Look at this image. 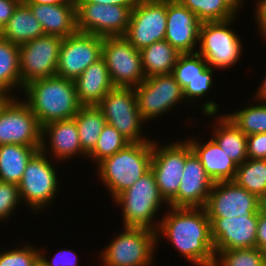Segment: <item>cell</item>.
<instances>
[{
	"label": "cell",
	"mask_w": 266,
	"mask_h": 266,
	"mask_svg": "<svg viewBox=\"0 0 266 266\" xmlns=\"http://www.w3.org/2000/svg\"><path fill=\"white\" fill-rule=\"evenodd\" d=\"M103 37L76 31L63 38L56 75L75 80L92 63L102 57Z\"/></svg>",
	"instance_id": "cell-16"
},
{
	"label": "cell",
	"mask_w": 266,
	"mask_h": 266,
	"mask_svg": "<svg viewBox=\"0 0 266 266\" xmlns=\"http://www.w3.org/2000/svg\"><path fill=\"white\" fill-rule=\"evenodd\" d=\"M66 0H23L25 4H62Z\"/></svg>",
	"instance_id": "cell-48"
},
{
	"label": "cell",
	"mask_w": 266,
	"mask_h": 266,
	"mask_svg": "<svg viewBox=\"0 0 266 266\" xmlns=\"http://www.w3.org/2000/svg\"><path fill=\"white\" fill-rule=\"evenodd\" d=\"M40 22L45 35L66 38L77 31L75 0L62 4H26Z\"/></svg>",
	"instance_id": "cell-23"
},
{
	"label": "cell",
	"mask_w": 266,
	"mask_h": 266,
	"mask_svg": "<svg viewBox=\"0 0 266 266\" xmlns=\"http://www.w3.org/2000/svg\"><path fill=\"white\" fill-rule=\"evenodd\" d=\"M204 209L208 217L253 215L260 210V199L234 181L214 182Z\"/></svg>",
	"instance_id": "cell-17"
},
{
	"label": "cell",
	"mask_w": 266,
	"mask_h": 266,
	"mask_svg": "<svg viewBox=\"0 0 266 266\" xmlns=\"http://www.w3.org/2000/svg\"><path fill=\"white\" fill-rule=\"evenodd\" d=\"M214 182L192 151L186 158L177 196L169 207L204 208Z\"/></svg>",
	"instance_id": "cell-20"
},
{
	"label": "cell",
	"mask_w": 266,
	"mask_h": 266,
	"mask_svg": "<svg viewBox=\"0 0 266 266\" xmlns=\"http://www.w3.org/2000/svg\"><path fill=\"white\" fill-rule=\"evenodd\" d=\"M261 250H262L264 261H265V264H266V246H264Z\"/></svg>",
	"instance_id": "cell-51"
},
{
	"label": "cell",
	"mask_w": 266,
	"mask_h": 266,
	"mask_svg": "<svg viewBox=\"0 0 266 266\" xmlns=\"http://www.w3.org/2000/svg\"><path fill=\"white\" fill-rule=\"evenodd\" d=\"M14 97V94H8L5 91L0 90V110L2 109V107L6 104V102L11 98Z\"/></svg>",
	"instance_id": "cell-49"
},
{
	"label": "cell",
	"mask_w": 266,
	"mask_h": 266,
	"mask_svg": "<svg viewBox=\"0 0 266 266\" xmlns=\"http://www.w3.org/2000/svg\"><path fill=\"white\" fill-rule=\"evenodd\" d=\"M41 138L42 143L40 150L47 156L48 153L51 152L48 158L50 156V159L55 158V163H57L58 160L59 162H64V160H68V158L70 160L73 156L76 157L78 155L87 158V154L82 150L80 145L78 128L74 118L45 124L42 127ZM46 140L50 142L49 146Z\"/></svg>",
	"instance_id": "cell-21"
},
{
	"label": "cell",
	"mask_w": 266,
	"mask_h": 266,
	"mask_svg": "<svg viewBox=\"0 0 266 266\" xmlns=\"http://www.w3.org/2000/svg\"><path fill=\"white\" fill-rule=\"evenodd\" d=\"M23 92L24 101L41 127L53 121L74 118L82 106L74 81L57 75L34 80L24 86Z\"/></svg>",
	"instance_id": "cell-2"
},
{
	"label": "cell",
	"mask_w": 266,
	"mask_h": 266,
	"mask_svg": "<svg viewBox=\"0 0 266 266\" xmlns=\"http://www.w3.org/2000/svg\"><path fill=\"white\" fill-rule=\"evenodd\" d=\"M254 105L225 114L246 136L266 132V103L254 101Z\"/></svg>",
	"instance_id": "cell-33"
},
{
	"label": "cell",
	"mask_w": 266,
	"mask_h": 266,
	"mask_svg": "<svg viewBox=\"0 0 266 266\" xmlns=\"http://www.w3.org/2000/svg\"><path fill=\"white\" fill-rule=\"evenodd\" d=\"M192 152L189 142L177 140L160 147L153 140L151 170L163 199L169 204L178 193L184 164L187 156Z\"/></svg>",
	"instance_id": "cell-10"
},
{
	"label": "cell",
	"mask_w": 266,
	"mask_h": 266,
	"mask_svg": "<svg viewBox=\"0 0 266 266\" xmlns=\"http://www.w3.org/2000/svg\"><path fill=\"white\" fill-rule=\"evenodd\" d=\"M38 261L39 249L32 244L16 249L0 250V266H35Z\"/></svg>",
	"instance_id": "cell-37"
},
{
	"label": "cell",
	"mask_w": 266,
	"mask_h": 266,
	"mask_svg": "<svg viewBox=\"0 0 266 266\" xmlns=\"http://www.w3.org/2000/svg\"><path fill=\"white\" fill-rule=\"evenodd\" d=\"M20 203L21 197L18 185L0 181V221H5V219L8 220L10 216L12 217L15 209Z\"/></svg>",
	"instance_id": "cell-38"
},
{
	"label": "cell",
	"mask_w": 266,
	"mask_h": 266,
	"mask_svg": "<svg viewBox=\"0 0 266 266\" xmlns=\"http://www.w3.org/2000/svg\"><path fill=\"white\" fill-rule=\"evenodd\" d=\"M247 155L251 159L266 160V132L247 136Z\"/></svg>",
	"instance_id": "cell-41"
},
{
	"label": "cell",
	"mask_w": 266,
	"mask_h": 266,
	"mask_svg": "<svg viewBox=\"0 0 266 266\" xmlns=\"http://www.w3.org/2000/svg\"><path fill=\"white\" fill-rule=\"evenodd\" d=\"M145 78L172 73L181 54L166 40L157 41L140 50Z\"/></svg>",
	"instance_id": "cell-28"
},
{
	"label": "cell",
	"mask_w": 266,
	"mask_h": 266,
	"mask_svg": "<svg viewBox=\"0 0 266 266\" xmlns=\"http://www.w3.org/2000/svg\"><path fill=\"white\" fill-rule=\"evenodd\" d=\"M186 140L213 182L234 180L238 164L228 157L213 138L204 144L194 137Z\"/></svg>",
	"instance_id": "cell-24"
},
{
	"label": "cell",
	"mask_w": 266,
	"mask_h": 266,
	"mask_svg": "<svg viewBox=\"0 0 266 266\" xmlns=\"http://www.w3.org/2000/svg\"><path fill=\"white\" fill-rule=\"evenodd\" d=\"M201 24L197 16L178 0H167L165 40L178 52L197 53Z\"/></svg>",
	"instance_id": "cell-19"
},
{
	"label": "cell",
	"mask_w": 266,
	"mask_h": 266,
	"mask_svg": "<svg viewBox=\"0 0 266 266\" xmlns=\"http://www.w3.org/2000/svg\"><path fill=\"white\" fill-rule=\"evenodd\" d=\"M134 91L139 113L145 122L166 114L183 101L186 103L183 88L172 73L146 78L134 87Z\"/></svg>",
	"instance_id": "cell-9"
},
{
	"label": "cell",
	"mask_w": 266,
	"mask_h": 266,
	"mask_svg": "<svg viewBox=\"0 0 266 266\" xmlns=\"http://www.w3.org/2000/svg\"><path fill=\"white\" fill-rule=\"evenodd\" d=\"M234 19L201 24L197 53L209 67L228 69L240 60L243 47L241 39L231 29Z\"/></svg>",
	"instance_id": "cell-7"
},
{
	"label": "cell",
	"mask_w": 266,
	"mask_h": 266,
	"mask_svg": "<svg viewBox=\"0 0 266 266\" xmlns=\"http://www.w3.org/2000/svg\"><path fill=\"white\" fill-rule=\"evenodd\" d=\"M41 133L42 127L24 100L11 97L0 110V145L41 147Z\"/></svg>",
	"instance_id": "cell-13"
},
{
	"label": "cell",
	"mask_w": 266,
	"mask_h": 266,
	"mask_svg": "<svg viewBox=\"0 0 266 266\" xmlns=\"http://www.w3.org/2000/svg\"><path fill=\"white\" fill-rule=\"evenodd\" d=\"M63 38L43 35L19 46L21 84L56 75Z\"/></svg>",
	"instance_id": "cell-15"
},
{
	"label": "cell",
	"mask_w": 266,
	"mask_h": 266,
	"mask_svg": "<svg viewBox=\"0 0 266 266\" xmlns=\"http://www.w3.org/2000/svg\"><path fill=\"white\" fill-rule=\"evenodd\" d=\"M74 83L82 106L97 105L115 87L103 57L86 68Z\"/></svg>",
	"instance_id": "cell-25"
},
{
	"label": "cell",
	"mask_w": 266,
	"mask_h": 266,
	"mask_svg": "<svg viewBox=\"0 0 266 266\" xmlns=\"http://www.w3.org/2000/svg\"><path fill=\"white\" fill-rule=\"evenodd\" d=\"M52 161V162H51ZM55 160L39 150L28 162L21 182L18 184L22 202L38 213L54 203L59 188V176L54 166ZM53 201V202H52ZM46 207V208H45Z\"/></svg>",
	"instance_id": "cell-6"
},
{
	"label": "cell",
	"mask_w": 266,
	"mask_h": 266,
	"mask_svg": "<svg viewBox=\"0 0 266 266\" xmlns=\"http://www.w3.org/2000/svg\"><path fill=\"white\" fill-rule=\"evenodd\" d=\"M131 143L116 128L105 124L99 135L95 148L87 155L93 162L99 163L104 158L117 153Z\"/></svg>",
	"instance_id": "cell-35"
},
{
	"label": "cell",
	"mask_w": 266,
	"mask_h": 266,
	"mask_svg": "<svg viewBox=\"0 0 266 266\" xmlns=\"http://www.w3.org/2000/svg\"><path fill=\"white\" fill-rule=\"evenodd\" d=\"M15 87L24 89L19 69V46L0 37V90L9 94Z\"/></svg>",
	"instance_id": "cell-30"
},
{
	"label": "cell",
	"mask_w": 266,
	"mask_h": 266,
	"mask_svg": "<svg viewBox=\"0 0 266 266\" xmlns=\"http://www.w3.org/2000/svg\"><path fill=\"white\" fill-rule=\"evenodd\" d=\"M255 11V23L258 27V32L262 35L261 37H264L266 41V0H258Z\"/></svg>",
	"instance_id": "cell-43"
},
{
	"label": "cell",
	"mask_w": 266,
	"mask_h": 266,
	"mask_svg": "<svg viewBox=\"0 0 266 266\" xmlns=\"http://www.w3.org/2000/svg\"><path fill=\"white\" fill-rule=\"evenodd\" d=\"M213 83V79H195L190 81L183 88V94L186 102L191 103L195 102L201 97L203 98L205 95H207L210 88H213Z\"/></svg>",
	"instance_id": "cell-40"
},
{
	"label": "cell",
	"mask_w": 266,
	"mask_h": 266,
	"mask_svg": "<svg viewBox=\"0 0 266 266\" xmlns=\"http://www.w3.org/2000/svg\"><path fill=\"white\" fill-rule=\"evenodd\" d=\"M138 0H75V2H89L95 4H114L119 6H134Z\"/></svg>",
	"instance_id": "cell-45"
},
{
	"label": "cell",
	"mask_w": 266,
	"mask_h": 266,
	"mask_svg": "<svg viewBox=\"0 0 266 266\" xmlns=\"http://www.w3.org/2000/svg\"><path fill=\"white\" fill-rule=\"evenodd\" d=\"M41 147L0 145V181L19 184L29 160Z\"/></svg>",
	"instance_id": "cell-27"
},
{
	"label": "cell",
	"mask_w": 266,
	"mask_h": 266,
	"mask_svg": "<svg viewBox=\"0 0 266 266\" xmlns=\"http://www.w3.org/2000/svg\"><path fill=\"white\" fill-rule=\"evenodd\" d=\"M202 22L227 21L236 14L226 5L224 0H178Z\"/></svg>",
	"instance_id": "cell-34"
},
{
	"label": "cell",
	"mask_w": 266,
	"mask_h": 266,
	"mask_svg": "<svg viewBox=\"0 0 266 266\" xmlns=\"http://www.w3.org/2000/svg\"><path fill=\"white\" fill-rule=\"evenodd\" d=\"M97 106L106 124L116 128L130 142L150 141L143 136L142 127L146 122L139 113L134 87H114Z\"/></svg>",
	"instance_id": "cell-8"
},
{
	"label": "cell",
	"mask_w": 266,
	"mask_h": 266,
	"mask_svg": "<svg viewBox=\"0 0 266 266\" xmlns=\"http://www.w3.org/2000/svg\"><path fill=\"white\" fill-rule=\"evenodd\" d=\"M3 34V27L0 25V37H2Z\"/></svg>",
	"instance_id": "cell-53"
},
{
	"label": "cell",
	"mask_w": 266,
	"mask_h": 266,
	"mask_svg": "<svg viewBox=\"0 0 266 266\" xmlns=\"http://www.w3.org/2000/svg\"><path fill=\"white\" fill-rule=\"evenodd\" d=\"M43 251V249L39 250V260L45 266H78V255L71 249L57 251L51 260L48 257L46 258V254Z\"/></svg>",
	"instance_id": "cell-39"
},
{
	"label": "cell",
	"mask_w": 266,
	"mask_h": 266,
	"mask_svg": "<svg viewBox=\"0 0 266 266\" xmlns=\"http://www.w3.org/2000/svg\"><path fill=\"white\" fill-rule=\"evenodd\" d=\"M244 0H224L226 5L237 15L239 9H241L242 3Z\"/></svg>",
	"instance_id": "cell-47"
},
{
	"label": "cell",
	"mask_w": 266,
	"mask_h": 266,
	"mask_svg": "<svg viewBox=\"0 0 266 266\" xmlns=\"http://www.w3.org/2000/svg\"><path fill=\"white\" fill-rule=\"evenodd\" d=\"M102 57L115 87H136L146 79L140 50L124 36L104 37Z\"/></svg>",
	"instance_id": "cell-12"
},
{
	"label": "cell",
	"mask_w": 266,
	"mask_h": 266,
	"mask_svg": "<svg viewBox=\"0 0 266 266\" xmlns=\"http://www.w3.org/2000/svg\"><path fill=\"white\" fill-rule=\"evenodd\" d=\"M21 0H0V25L4 27L12 17Z\"/></svg>",
	"instance_id": "cell-42"
},
{
	"label": "cell",
	"mask_w": 266,
	"mask_h": 266,
	"mask_svg": "<svg viewBox=\"0 0 266 266\" xmlns=\"http://www.w3.org/2000/svg\"><path fill=\"white\" fill-rule=\"evenodd\" d=\"M233 181L261 199L266 194V160L248 158L238 165Z\"/></svg>",
	"instance_id": "cell-31"
},
{
	"label": "cell",
	"mask_w": 266,
	"mask_h": 266,
	"mask_svg": "<svg viewBox=\"0 0 266 266\" xmlns=\"http://www.w3.org/2000/svg\"><path fill=\"white\" fill-rule=\"evenodd\" d=\"M153 139L131 142L96 166L98 176L114 200L151 169Z\"/></svg>",
	"instance_id": "cell-3"
},
{
	"label": "cell",
	"mask_w": 266,
	"mask_h": 266,
	"mask_svg": "<svg viewBox=\"0 0 266 266\" xmlns=\"http://www.w3.org/2000/svg\"><path fill=\"white\" fill-rule=\"evenodd\" d=\"M213 266H266L262 250L242 248L220 250L215 254Z\"/></svg>",
	"instance_id": "cell-36"
},
{
	"label": "cell",
	"mask_w": 266,
	"mask_h": 266,
	"mask_svg": "<svg viewBox=\"0 0 266 266\" xmlns=\"http://www.w3.org/2000/svg\"><path fill=\"white\" fill-rule=\"evenodd\" d=\"M100 252L102 266H153L156 232L147 228L123 227Z\"/></svg>",
	"instance_id": "cell-5"
},
{
	"label": "cell",
	"mask_w": 266,
	"mask_h": 266,
	"mask_svg": "<svg viewBox=\"0 0 266 266\" xmlns=\"http://www.w3.org/2000/svg\"><path fill=\"white\" fill-rule=\"evenodd\" d=\"M43 35L45 34L40 22L30 7L22 1L3 27L2 38L20 46Z\"/></svg>",
	"instance_id": "cell-26"
},
{
	"label": "cell",
	"mask_w": 266,
	"mask_h": 266,
	"mask_svg": "<svg viewBox=\"0 0 266 266\" xmlns=\"http://www.w3.org/2000/svg\"><path fill=\"white\" fill-rule=\"evenodd\" d=\"M161 235L193 265H214L210 220L204 208L170 207L159 222L157 243Z\"/></svg>",
	"instance_id": "cell-1"
},
{
	"label": "cell",
	"mask_w": 266,
	"mask_h": 266,
	"mask_svg": "<svg viewBox=\"0 0 266 266\" xmlns=\"http://www.w3.org/2000/svg\"><path fill=\"white\" fill-rule=\"evenodd\" d=\"M167 0H138L131 10L124 37L136 49L165 40Z\"/></svg>",
	"instance_id": "cell-14"
},
{
	"label": "cell",
	"mask_w": 266,
	"mask_h": 266,
	"mask_svg": "<svg viewBox=\"0 0 266 266\" xmlns=\"http://www.w3.org/2000/svg\"><path fill=\"white\" fill-rule=\"evenodd\" d=\"M74 120L78 128L80 145L88 155L95 148L106 120L97 105L81 106Z\"/></svg>",
	"instance_id": "cell-29"
},
{
	"label": "cell",
	"mask_w": 266,
	"mask_h": 266,
	"mask_svg": "<svg viewBox=\"0 0 266 266\" xmlns=\"http://www.w3.org/2000/svg\"><path fill=\"white\" fill-rule=\"evenodd\" d=\"M113 202L122 209L124 227L147 228L155 232L160 222V220L156 222L155 219L158 210L163 203L168 206L160 194L151 169L131 187L120 193Z\"/></svg>",
	"instance_id": "cell-4"
},
{
	"label": "cell",
	"mask_w": 266,
	"mask_h": 266,
	"mask_svg": "<svg viewBox=\"0 0 266 266\" xmlns=\"http://www.w3.org/2000/svg\"><path fill=\"white\" fill-rule=\"evenodd\" d=\"M35 266H45V265L39 260Z\"/></svg>",
	"instance_id": "cell-52"
},
{
	"label": "cell",
	"mask_w": 266,
	"mask_h": 266,
	"mask_svg": "<svg viewBox=\"0 0 266 266\" xmlns=\"http://www.w3.org/2000/svg\"><path fill=\"white\" fill-rule=\"evenodd\" d=\"M215 254L220 250L256 248L258 212L237 217H208Z\"/></svg>",
	"instance_id": "cell-18"
},
{
	"label": "cell",
	"mask_w": 266,
	"mask_h": 266,
	"mask_svg": "<svg viewBox=\"0 0 266 266\" xmlns=\"http://www.w3.org/2000/svg\"><path fill=\"white\" fill-rule=\"evenodd\" d=\"M266 246V214L258 211L256 247L260 250Z\"/></svg>",
	"instance_id": "cell-44"
},
{
	"label": "cell",
	"mask_w": 266,
	"mask_h": 266,
	"mask_svg": "<svg viewBox=\"0 0 266 266\" xmlns=\"http://www.w3.org/2000/svg\"><path fill=\"white\" fill-rule=\"evenodd\" d=\"M77 31L101 37L124 36L134 6L75 2Z\"/></svg>",
	"instance_id": "cell-11"
},
{
	"label": "cell",
	"mask_w": 266,
	"mask_h": 266,
	"mask_svg": "<svg viewBox=\"0 0 266 266\" xmlns=\"http://www.w3.org/2000/svg\"><path fill=\"white\" fill-rule=\"evenodd\" d=\"M260 211L266 214V194L260 199Z\"/></svg>",
	"instance_id": "cell-50"
},
{
	"label": "cell",
	"mask_w": 266,
	"mask_h": 266,
	"mask_svg": "<svg viewBox=\"0 0 266 266\" xmlns=\"http://www.w3.org/2000/svg\"><path fill=\"white\" fill-rule=\"evenodd\" d=\"M218 110V104L215 101H206L202 104L201 112L205 114V117L217 118L213 126L215 129L212 131V138L229 158L240 165L248 159L247 136L225 114L217 115Z\"/></svg>",
	"instance_id": "cell-22"
},
{
	"label": "cell",
	"mask_w": 266,
	"mask_h": 266,
	"mask_svg": "<svg viewBox=\"0 0 266 266\" xmlns=\"http://www.w3.org/2000/svg\"><path fill=\"white\" fill-rule=\"evenodd\" d=\"M253 99L266 103V75L263 81L260 83V86L258 87L255 95L253 96Z\"/></svg>",
	"instance_id": "cell-46"
},
{
	"label": "cell",
	"mask_w": 266,
	"mask_h": 266,
	"mask_svg": "<svg viewBox=\"0 0 266 266\" xmlns=\"http://www.w3.org/2000/svg\"><path fill=\"white\" fill-rule=\"evenodd\" d=\"M214 68L209 67L198 53L180 54L173 68L175 80L184 88L195 79H214Z\"/></svg>",
	"instance_id": "cell-32"
}]
</instances>
